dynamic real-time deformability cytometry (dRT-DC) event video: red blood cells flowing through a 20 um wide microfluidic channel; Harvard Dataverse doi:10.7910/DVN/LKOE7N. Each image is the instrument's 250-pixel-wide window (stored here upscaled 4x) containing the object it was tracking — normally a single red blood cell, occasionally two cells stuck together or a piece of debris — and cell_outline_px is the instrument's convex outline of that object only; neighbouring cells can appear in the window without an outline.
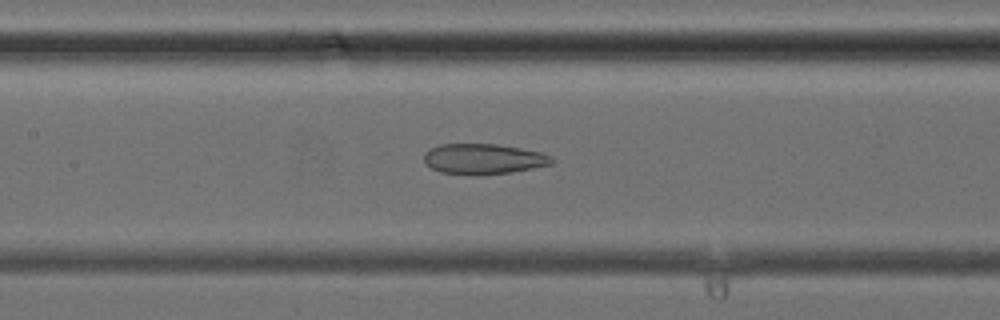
{"species": "common noctule bat (a hibernating species)", "species_latin": "Nyctalus noctula", "temperature_condition": "cold", "stored_images_in_passage": 38, "camera_frame_rate_fps": 3000, "um_per_image_px": 0.085, "animal": {"sex": "female", "body_mass_g": 24.6, "forearm_length_mm": 56.2}, "frame": {"image": 1, "passage_image": 18, "time_ms": 5.667, "image_size_px": [1000, 320], "cell_outline_px": [[556, 160], [552, 164], [512, 172], [476, 176], [440, 172], [432, 168], [424, 160], [424, 152], [440, 144], [496, 144], [544, 152], [552, 156]], "centroid_in_image_um": [41.14, 13.52], "position_along_channel_um": 166.3, "area_um2": 22.89}}
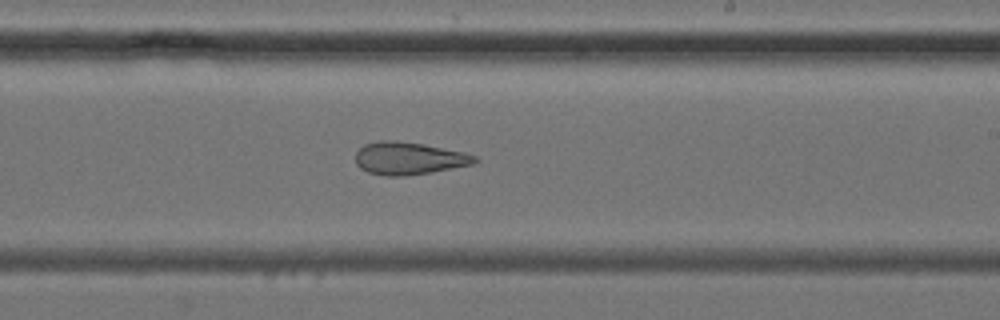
{"frame": {"image": 2, "passage_image": 23, "time_ms": 7.333, "image_size_px": [1000, 320], "cell_outline_px": [[480, 160], [476, 164], [432, 172], [404, 176], [384, 176], [368, 172], [360, 168], [356, 164], [356, 152], [364, 144], [380, 140], [396, 140], [424, 144], [464, 152], [476, 156]], "centroid_in_image_um": [34.78, 13.46], "position_along_channel_um": 254.2, "area_um2": 22.89}}
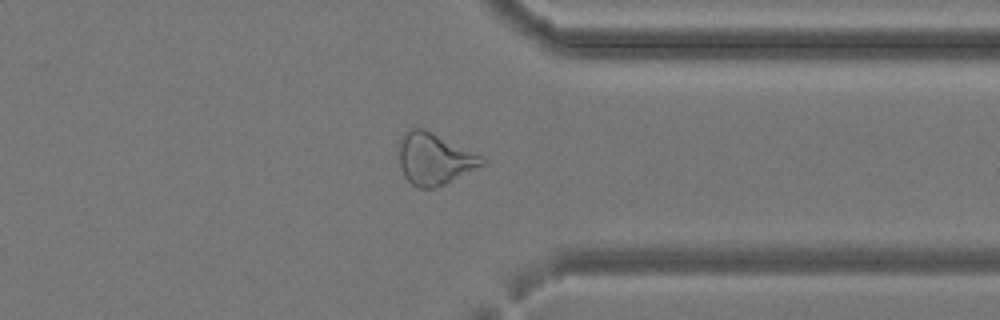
{"frame": {"image": 3, "passage_image": 30, "time_ms": 9.667, "image_size_px": [1000, 320], "cell_outline_px": [[488, 160], [484, 164], [436, 188], [416, 188], [404, 176], [400, 168], [400, 136], [404, 132], [412, 128], [424, 128], [484, 156]], "centroid_in_image_um": [36.93, 13.49], "position_along_channel_um": 374.5, "area_um2": 25.03}}